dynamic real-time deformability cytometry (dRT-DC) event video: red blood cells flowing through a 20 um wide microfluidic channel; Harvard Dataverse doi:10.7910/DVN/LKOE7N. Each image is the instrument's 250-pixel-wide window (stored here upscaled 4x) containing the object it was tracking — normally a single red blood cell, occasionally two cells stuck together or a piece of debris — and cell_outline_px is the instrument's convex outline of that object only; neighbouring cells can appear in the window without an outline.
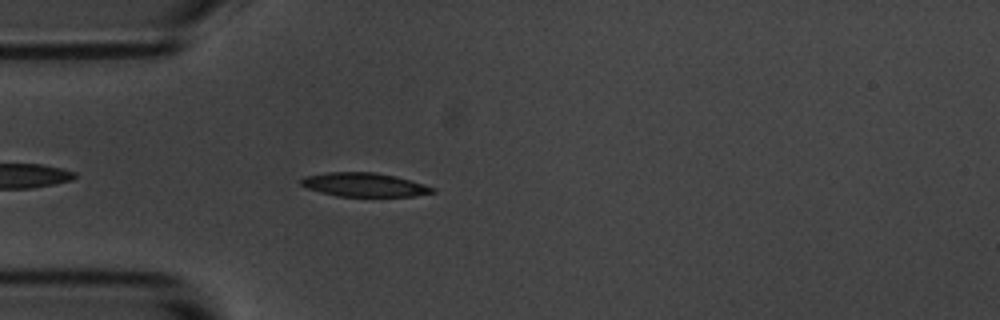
{"species": "common noctule bat (a hibernating species)", "species_latin": "Nyctalus noctula", "temperature_condition": "room temperature", "stored_images_in_passage": 45, "camera_frame_rate_fps": 3000, "um_per_image_px": 0.085, "animal": {"sex": "male", "body_mass_g": 20.1, "forearm_length_mm": 53.5}, "frame": {"image": 1, "passage_image": 4, "time_ms": 1.0, "image_size_px": [1000, 320], "cell_outline_px": [[436, 192], [412, 196], [336, 196], [320, 192], [308, 188], [300, 184], [300, 180], [304, 176], [324, 172], [372, 172], [396, 176], [424, 184], [436, 188]], "centroid_in_image_um": [30.95, 15.7], "position_along_channel_um": 54.1, "area_um2": 18.26}}
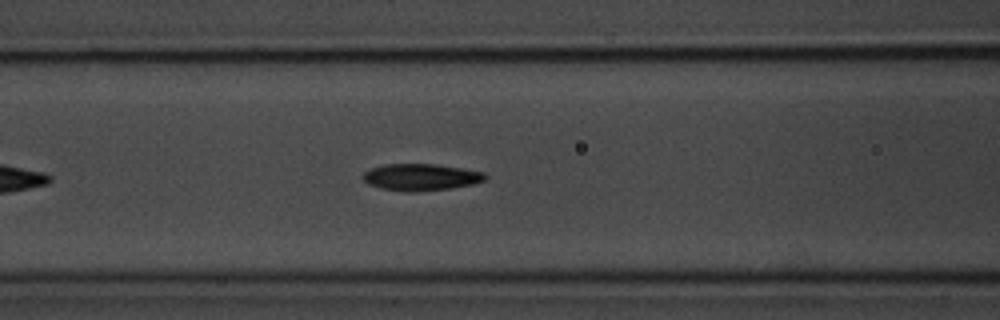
{"frame": {"image": 2, "passage_image": 11, "time_ms": 3.333, "image_size_px": [1000, 320], "cell_outline_px": [[488, 176], [484, 180], [472, 184], [452, 188], [420, 192], [404, 192], [380, 188], [368, 184], [360, 176], [364, 172], [372, 168], [384, 164], [436, 164], [464, 168], [484, 172]], "centroid_in_image_um": [35.77, 15.06], "position_along_channel_um": 130.8, "area_um2": 19.36}}
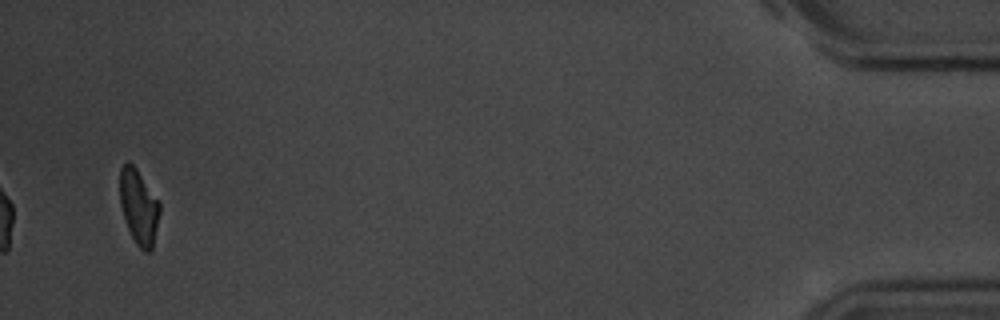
{"frame": {"image": 3, "passage_image": 43, "time_ms": 14.0, "image_size_px": [1000, 320], "cell_outline_px": [[160, 212], [152, 248], [148, 252], [144, 252], [136, 244], [124, 220], [120, 204], [120, 168], [128, 160], [136, 168], [160, 200]], "centroid_in_image_um": [11.8, 17.56], "position_along_channel_um": 423.4, "area_um2": 17.51}, "authors_computed_cell_mechanics": {"area_um2": 18.785, "velocity_mm_per_s": 3.5279, "shape_relaxation_time_tau1_ms": 2.9603, "shape_relaxation_time_tau2_ms": 5.2791, "deformation_change_tau1": 0.1283, "deformation_change_tau2": 0.1288}}